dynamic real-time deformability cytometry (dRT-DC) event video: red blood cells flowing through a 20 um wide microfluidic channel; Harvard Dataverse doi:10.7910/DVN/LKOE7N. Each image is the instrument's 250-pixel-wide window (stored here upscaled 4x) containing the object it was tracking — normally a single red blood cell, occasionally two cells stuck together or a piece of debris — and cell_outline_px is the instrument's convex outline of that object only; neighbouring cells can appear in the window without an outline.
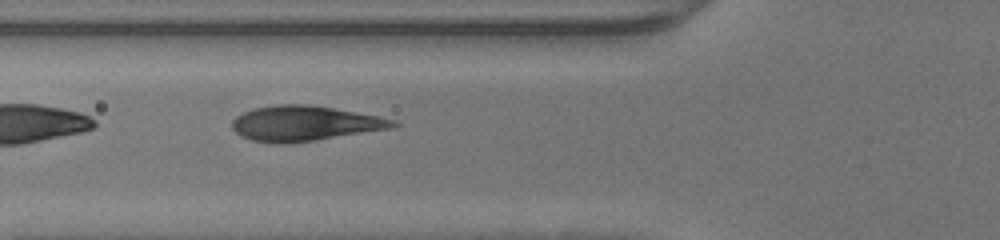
{"species": "human", "species_latin": "Homo sapiens", "temperature_condition": "warm", "stored_images_in_passage": 47, "segment_of_instrument_passage": [2, 2], "camera_frame_rate_fps": 3000, "um_per_image_px": 0.085, "donor": {"sex": "male"}, "frame": {"image": 1, "passage_image": 17, "time_ms": 5.333, "image_size_px": [1000, 240], "cell_outline_px": [[400, 124], [396, 128], [316, 140], [288, 144], [276, 144], [252, 140], [240, 136], [232, 128], [232, 120], [236, 116], [252, 108], [276, 104], [308, 104], [380, 116], [396, 120]], "centroid_in_image_um": [25.92, 10.49], "position_along_channel_um": 99.9, "area_um2": 33.35}}
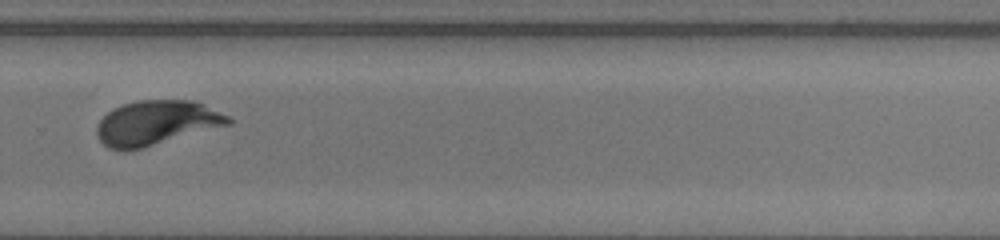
{"frame": {"image": 2, "passage_image": 32, "time_ms": 10.333, "image_size_px": [1000, 240], "cell_outline_px": [[232, 124], [140, 148], [124, 152], [108, 148], [100, 140], [96, 132], [96, 128], [100, 120], [108, 112], [124, 104], [136, 100], [192, 100], [228, 116], [232, 120]], "centroid_in_image_um": [13.26, 10.45], "position_along_channel_um": 316.5, "area_um2": 33.76}}
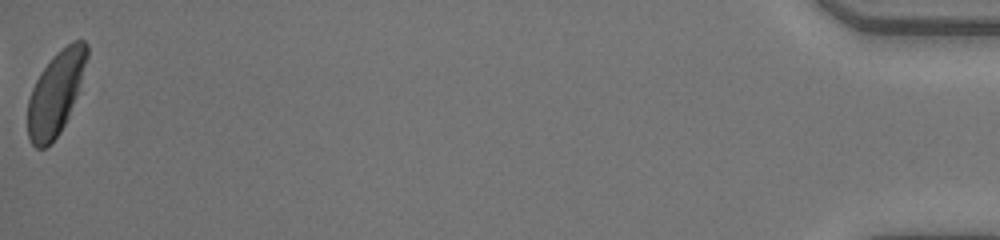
{"frame": {"image": 3, "passage_image": 47, "time_ms": 15.333, "image_size_px": [1000, 240], "cell_outline_px": [[88, 56], [80, 92], [60, 132], [44, 148], [36, 148], [32, 144], [28, 136], [28, 100], [32, 88], [40, 72], [52, 56], [72, 40], [84, 40], [88, 44]], "centroid_in_image_um": [4.77, 7.87], "position_along_channel_um": 430.4, "area_um2": 28.96}}